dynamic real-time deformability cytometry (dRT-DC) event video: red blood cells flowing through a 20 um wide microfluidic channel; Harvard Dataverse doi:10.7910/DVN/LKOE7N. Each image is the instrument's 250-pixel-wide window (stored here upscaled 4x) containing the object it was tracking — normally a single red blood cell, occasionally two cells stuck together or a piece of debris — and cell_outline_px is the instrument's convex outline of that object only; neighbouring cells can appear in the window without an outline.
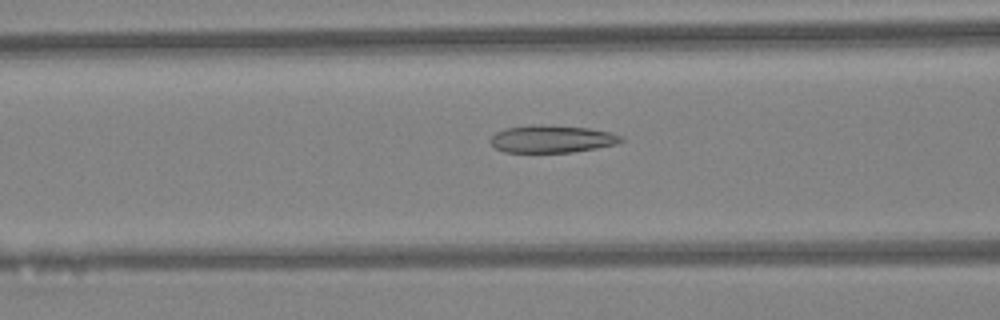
{"species": "Egyptian fruit bat (a non-hibernating species)", "species_latin": "Rousettus aegyptiacus", "temperature_condition": "warm", "stored_images_in_passage": 45, "camera_frame_rate_fps": 3000, "um_per_image_px": 0.085, "animal": {"sex": "female"}, "frame": {"image": 1, "passage_image": 19, "time_ms": 6.0, "image_size_px": [1000, 320], "cell_outline_px": [[624, 140], [616, 144], [596, 148], [572, 152], [504, 152], [496, 148], [488, 140], [496, 132], [504, 128], [532, 124], [540, 124], [588, 128], [612, 132], [624, 136]], "centroid_in_image_um": [46.91, 11.8], "position_along_channel_um": 119.7, "area_um2": 21.1}}
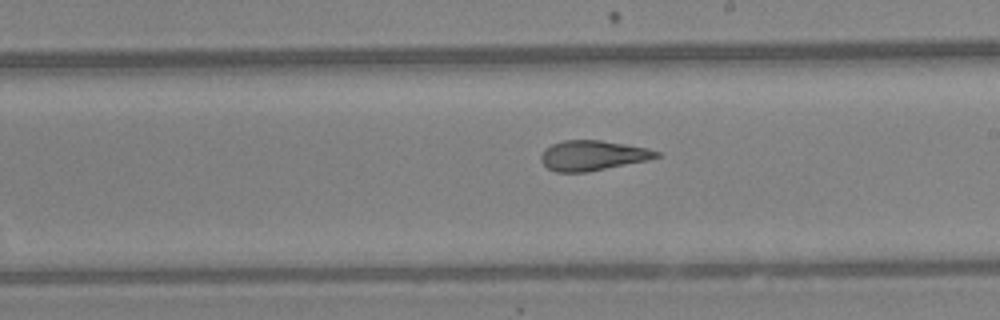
{"frame": {"image": 2, "passage_image": 27, "time_ms": 8.667, "image_size_px": [1000, 320], "cell_outline_px": [[660, 156], [648, 160], [588, 172], [556, 172], [548, 168], [540, 160], [540, 156], [544, 148], [552, 144], [564, 140], [600, 140], [648, 148], [660, 152]], "centroid_in_image_um": [50.36, 13.21], "position_along_channel_um": 238.6, "area_um2": 20.23}}
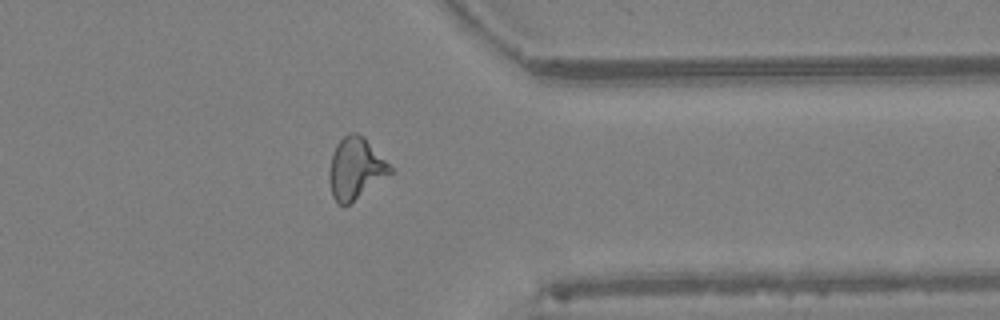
{"frame": {"image": 3, "passage_image": 37, "time_ms": 12.0, "image_size_px": [1000, 320], "cell_outline_px": [[392, 172], [344, 208], [332, 196], [328, 176], [328, 172], [332, 152], [336, 144], [348, 132], [356, 132], [364, 136], [392, 168]], "centroid_in_image_um": [30.18, 14.31], "position_along_channel_um": 381.2, "area_um2": 21.73}, "authors_computed_cell_mechanics": {"area_um2": 21.2704, "velocity_mm_per_s": 4.4846, "shape_relaxation_time_tau1_ms": null, "shape_relaxation_time_tau2_ms": 1.9981, "deformation_change_tau1": null, "deformation_change_tau2": 0.1111}}